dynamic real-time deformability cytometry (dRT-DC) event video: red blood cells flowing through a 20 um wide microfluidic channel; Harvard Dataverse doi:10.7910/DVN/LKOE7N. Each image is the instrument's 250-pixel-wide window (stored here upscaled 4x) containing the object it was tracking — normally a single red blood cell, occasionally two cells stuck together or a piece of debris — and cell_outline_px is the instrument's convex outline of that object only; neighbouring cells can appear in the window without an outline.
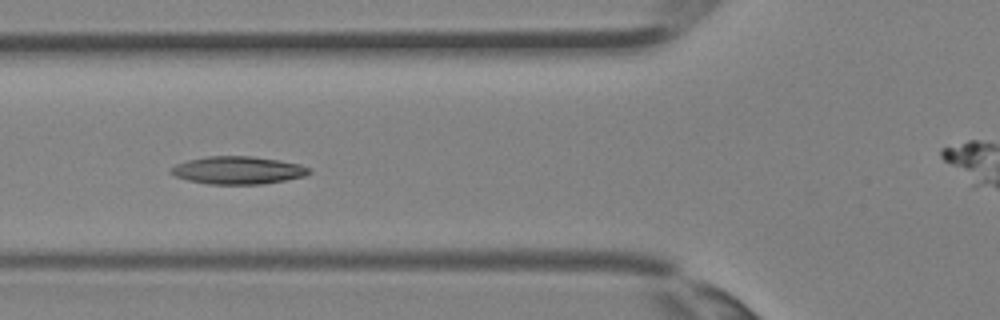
{"species": "Egyptian fruit bat (a non-hibernating species)", "species_latin": "Rousettus aegyptiacus", "temperature_condition": "room temperature", "stored_images_in_passage": 24, "camera_frame_rate_fps": 3000, "um_per_image_px": 0.085, "animal": {"sex": "female"}, "frame": {"image": 1, "passage_image": 4, "time_ms": 1.0, "image_size_px": [1000, 320], "cell_outline_px": [[312, 172], [304, 176], [264, 184], [208, 184], [188, 180], [176, 176], [172, 172], [172, 168], [176, 164], [188, 160], [208, 156], [252, 156], [280, 160], [300, 164], [308, 168]], "centroid_in_image_um": [20.25, 14.47], "position_along_channel_um": 105.5, "area_um2": 22.14}}
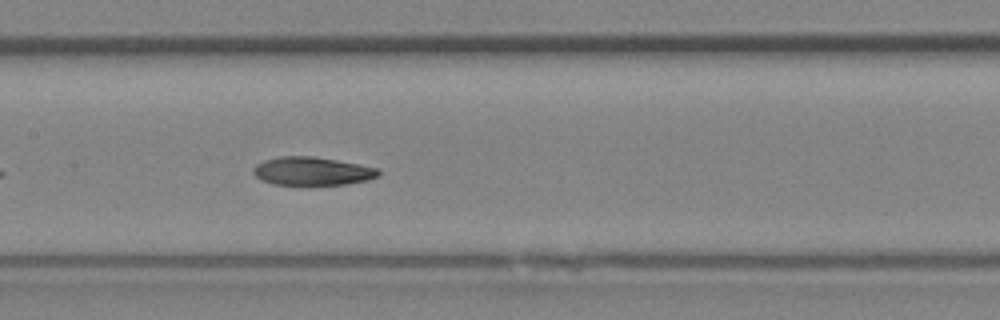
{"frame": {"image": 2, "passage_image": 8, "time_ms": 2.333, "image_size_px": [1000, 320], "cell_outline_px": [[380, 176], [368, 180], [344, 184], [312, 188], [272, 184], [260, 180], [252, 172], [252, 168], [256, 164], [264, 160], [280, 156], [312, 156], [336, 160], [380, 168]], "centroid_in_image_um": [26.52, 14.6], "position_along_channel_um": 180.9, "area_um2": 21.68}}
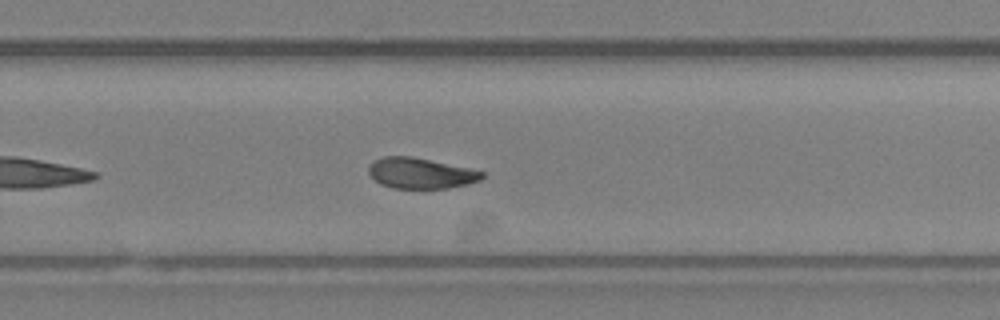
{"frame": {"image": 3, "passage_image": 14, "time_ms": 4.333, "image_size_px": [1000, 320], "cell_outline_px": [[484, 176], [480, 180], [468, 184], [448, 188], [392, 188], [380, 184], [368, 172], [368, 168], [376, 160], [384, 156], [412, 156], [468, 168], [484, 172]], "centroid_in_image_um": [35.76, 14.73], "position_along_channel_um": 294.0, "area_um2": 20.06}}